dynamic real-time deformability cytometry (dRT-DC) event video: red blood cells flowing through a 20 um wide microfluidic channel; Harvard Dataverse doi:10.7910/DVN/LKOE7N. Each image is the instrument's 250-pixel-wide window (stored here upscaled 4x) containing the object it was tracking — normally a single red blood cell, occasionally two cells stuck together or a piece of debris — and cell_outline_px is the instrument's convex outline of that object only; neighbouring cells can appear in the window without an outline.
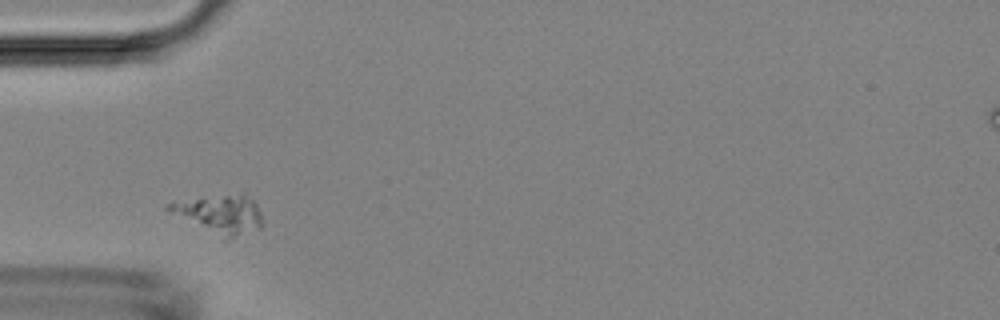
{"species": "Egyptian fruit bat (a non-hibernating species)", "species_latin": "Rousettus aegyptiacus", "temperature_condition": "room temperature", "stored_images_in_passage": 4, "camera_frame_rate_fps": 3000, "um_per_image_px": 0.085, "animal": {"sex": "female"}, "frame": {"image": 1, "passage_image": 1, "time_ms": 0.0, "image_size_px": [1000, 320], "cell_outline_px": [[264, 224], [260, 228], [228, 240], [164, 208], [164, 204], [244, 192], [256, 204], [260, 212]], "centroid_in_image_um": [18.81, 18.2], "position_along_channel_um": 66.2, "area_um2": 20.29}}
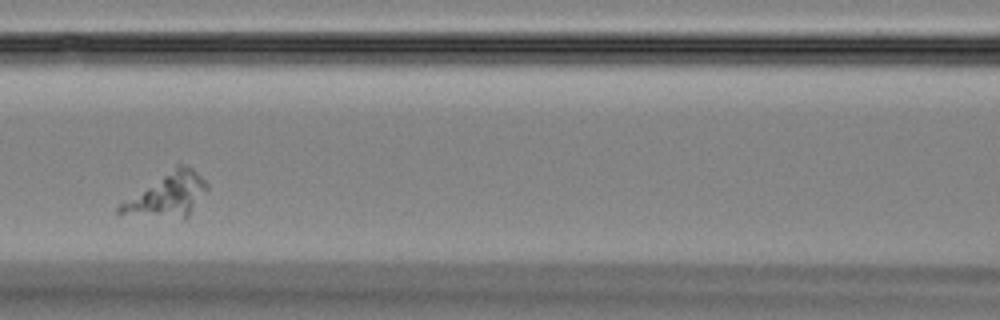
{"frame": {"image": 2, "passage_image": 3, "time_ms": 2.333, "image_size_px": [1000, 320], "cell_outline_px": [[208, 188], [188, 216], [184, 220], [116, 216], [116, 208], [120, 204], [176, 164], [180, 164], [192, 168], [208, 184]], "centroid_in_image_um": [14.16, 16.65], "position_along_channel_um": 152.4, "area_um2": 22.72}}
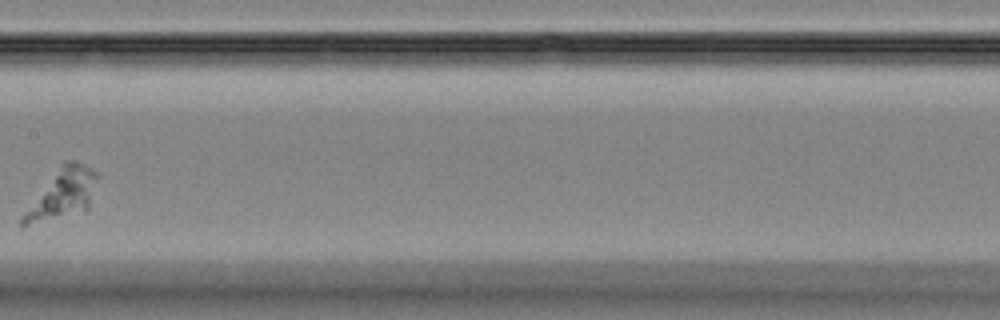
{"frame": {"image": 3, "passage_image": 4, "time_ms": 3.667, "image_size_px": [1000, 320], "cell_outline_px": [[100, 176], [88, 212], [24, 228], [20, 228], [20, 216], [64, 160], [76, 160], [92, 168]], "centroid_in_image_um": [5.33, 16.56], "position_along_channel_um": 202.1, "area_um2": 22.6}}